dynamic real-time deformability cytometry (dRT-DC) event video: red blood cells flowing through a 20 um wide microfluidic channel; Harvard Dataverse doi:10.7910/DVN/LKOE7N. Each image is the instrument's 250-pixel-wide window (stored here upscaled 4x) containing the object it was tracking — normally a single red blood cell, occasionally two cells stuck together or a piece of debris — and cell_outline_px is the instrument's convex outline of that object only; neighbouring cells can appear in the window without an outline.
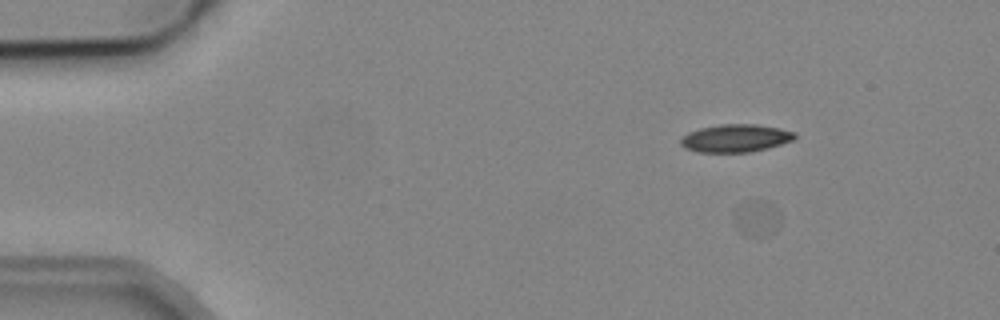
{"species": "common noctule bat (a hibernating species)", "species_latin": "Nyctalus noctula", "temperature_condition": "cold", "stored_images_in_passage": 4, "camera_frame_rate_fps": 3000, "um_per_image_px": 0.085, "animal": {"sex": "male", "body_mass_g": 19.2, "forearm_length_mm": 51.8}, "frame": {"image": 1, "passage_image": 1, "time_ms": 0.0, "image_size_px": [1000, 320], "cell_outline_px": [[780, 224], [776, 232], [768, 236], [752, 236], [740, 232], [732, 216], [736, 208], [740, 204], [752, 200], [764, 200], [772, 204], [780, 212]], "centroid_in_image_um": [64.36, 18.55], "position_along_channel_um": 20.6, "area_um2": 10.0}}